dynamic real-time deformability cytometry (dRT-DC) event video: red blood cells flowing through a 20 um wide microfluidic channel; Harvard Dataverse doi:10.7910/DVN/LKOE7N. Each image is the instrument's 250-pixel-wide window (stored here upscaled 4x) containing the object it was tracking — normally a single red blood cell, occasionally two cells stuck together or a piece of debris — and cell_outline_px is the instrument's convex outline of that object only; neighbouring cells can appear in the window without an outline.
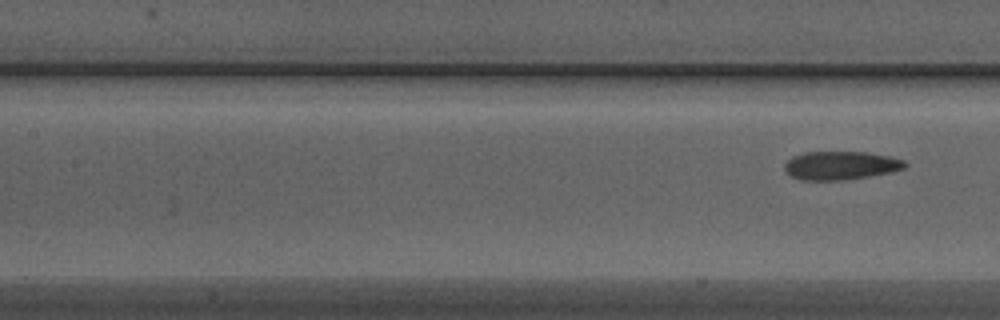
{"species": "Egyptian fruit bat (a non-hibernating species)", "species_latin": "Rousettus aegyptiacus", "temperature_condition": "warm", "stored_images_in_passage": 7, "segment_of_instrument_passage": [2, 2], "camera_frame_rate_fps": 3000, "um_per_image_px": 0.085, "animal": {"sex": "male"}, "frame": {"image": 1, "passage_image": 7, "time_ms": 2.0, "image_size_px": [1000, 320], "cell_outline_px": [[908, 164], [904, 168], [892, 172], [844, 180], [800, 180], [792, 176], [784, 168], [784, 164], [792, 156], [804, 152], [868, 152], [888, 156], [904, 160]], "centroid_in_image_um": [71.46, 14.06], "position_along_channel_um": 135.9, "area_um2": 19.94}}